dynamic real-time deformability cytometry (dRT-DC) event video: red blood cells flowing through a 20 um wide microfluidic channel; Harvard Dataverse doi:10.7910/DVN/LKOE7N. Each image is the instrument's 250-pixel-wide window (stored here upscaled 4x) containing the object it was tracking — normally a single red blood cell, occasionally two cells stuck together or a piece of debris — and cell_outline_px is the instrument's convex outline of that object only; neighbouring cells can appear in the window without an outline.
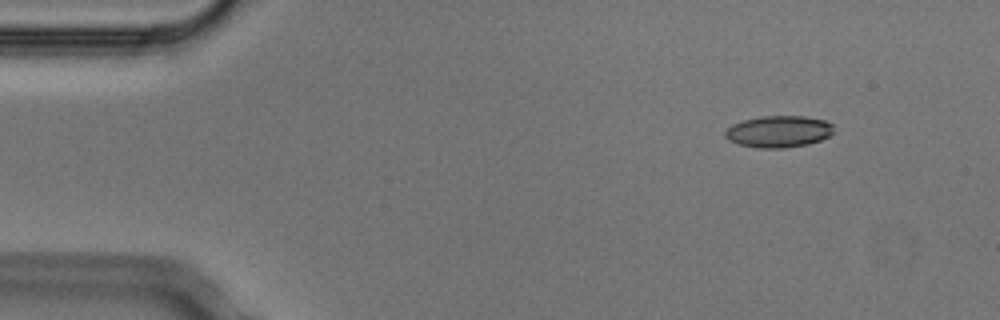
{"species": "Egyptian fruit bat (a non-hibernating species)", "species_latin": "Rousettus aegyptiacus", "temperature_condition": "cold", "stored_images_in_passage": 5, "camera_frame_rate_fps": 3000, "um_per_image_px": 0.085, "animal": {"sex": "male"}, "frame": {"image": 1, "passage_image": 1, "time_ms": 0.0, "image_size_px": [1000, 320], "cell_outline_px": [[832, 132], [828, 136], [820, 140], [808, 144], [784, 148], [756, 148], [736, 144], [728, 140], [724, 136], [724, 132], [732, 124], [744, 120], [760, 116], [804, 116], [824, 120], [832, 124]], "centroid_in_image_um": [66.13, 11.19], "position_along_channel_um": 18.9, "area_um2": 20.11}}
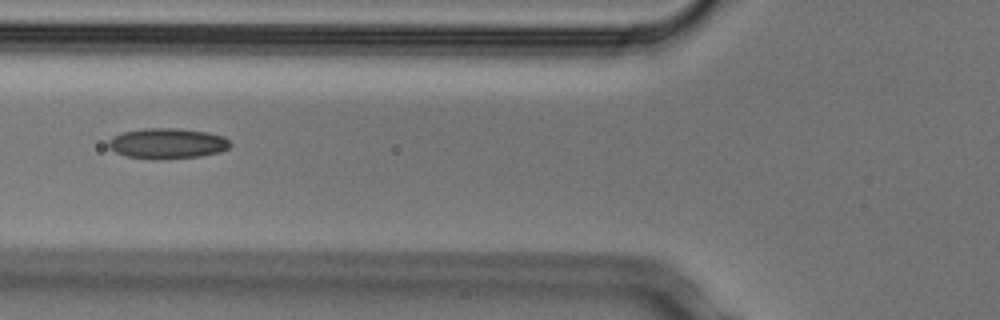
{"frame": {"image": 2, "passage_image": 5, "time_ms": 1.333, "image_size_px": [1000, 320], "cell_outline_px": [[232, 144], [228, 148], [220, 152], [200, 156], [156, 160], [128, 156], [116, 152], [108, 148], [108, 140], [112, 136], [124, 132], [144, 128], [176, 128], [208, 132], [224, 136]], "centroid_in_image_um": [14.22, 12.19], "position_along_channel_um": 111.6, "area_um2": 21.73}}